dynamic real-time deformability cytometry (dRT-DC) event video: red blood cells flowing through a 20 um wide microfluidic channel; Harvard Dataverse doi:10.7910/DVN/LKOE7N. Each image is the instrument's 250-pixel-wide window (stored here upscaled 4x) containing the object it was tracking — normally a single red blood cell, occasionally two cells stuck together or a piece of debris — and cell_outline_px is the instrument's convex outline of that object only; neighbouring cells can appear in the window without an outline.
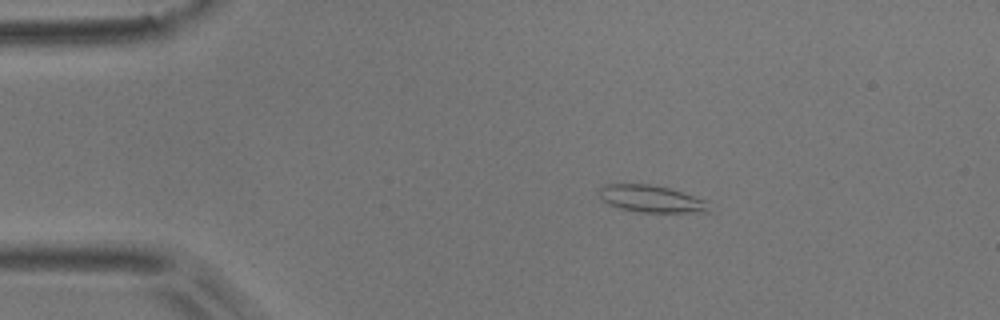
{"species": "common noctule bat (a hibernating species)", "species_latin": "Nyctalus noctula", "temperature_condition": "room temperature", "stored_images_in_passage": 4, "camera_frame_rate_fps": 3000, "um_per_image_px": 0.085, "animal": {"sex": "male", "body_mass_g": 17.9}, "frame": {"image": 1, "passage_image": 1, "time_ms": 0.0, "image_size_px": [1000, 320], "cell_outline_px": [[708, 212], [640, 212], [620, 208], [608, 204], [596, 192], [604, 184], [652, 184], [668, 188], [708, 200]], "centroid_in_image_um": [55.34, 16.89], "position_along_channel_um": 29.7, "area_um2": 17.28}}
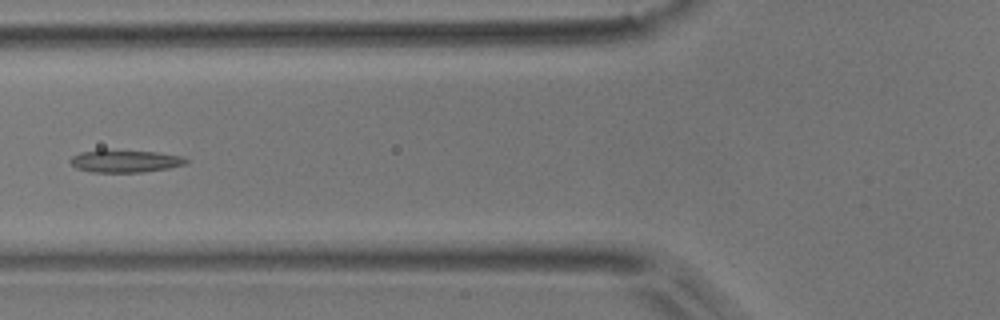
{"frame": {"image": 2, "passage_image": 4, "time_ms": 1.0, "image_size_px": [1000, 320], "cell_outline_px": [[188, 164], [168, 168], [140, 172], [92, 172], [76, 168], [68, 160], [72, 156], [80, 152], [104, 148], [156, 152], [180, 156], [188, 160]], "centroid_in_image_um": [10.58, 13.67], "position_along_channel_um": 115.2, "area_um2": 15.49}}